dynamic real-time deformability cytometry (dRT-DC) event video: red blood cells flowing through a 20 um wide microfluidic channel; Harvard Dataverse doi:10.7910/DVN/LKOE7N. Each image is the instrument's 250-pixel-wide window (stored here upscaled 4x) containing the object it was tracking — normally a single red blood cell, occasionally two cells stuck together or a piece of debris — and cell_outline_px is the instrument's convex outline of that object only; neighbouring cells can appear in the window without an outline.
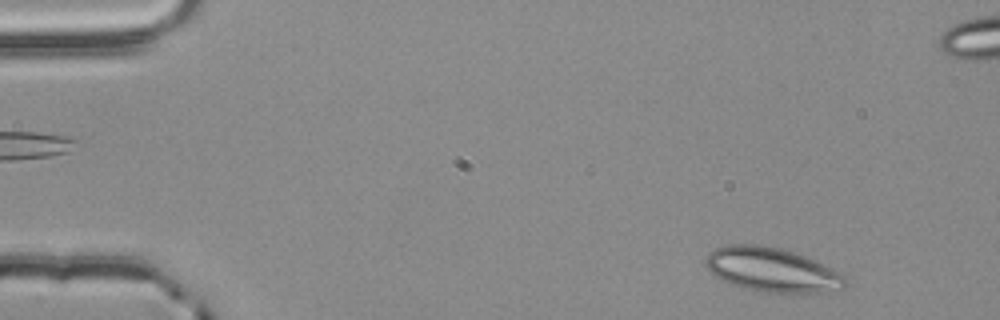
{"species": "common noctule bat (a hibernating species)", "species_latin": "Nyctalus noctula", "temperature_condition": "room temperature", "stored_images_in_passage": 52, "camera_frame_rate_fps": 3000, "um_per_image_px": 0.085, "animal": {"sex": "male", "body_mass_g": 20.4}, "frame": {"image": 1, "passage_image": 2, "time_ms": 0.333, "image_size_px": [1000, 320], "cell_outline_px": [[844, 288], [820, 292], [788, 296], [764, 292], [732, 284], [720, 280], [708, 268], [708, 252], [716, 248], [728, 244], [764, 244], [780, 248], [804, 256], [844, 276]], "centroid_in_image_um": [65.59, 22.96], "position_along_channel_um": 19.4, "area_um2": 35.78}}
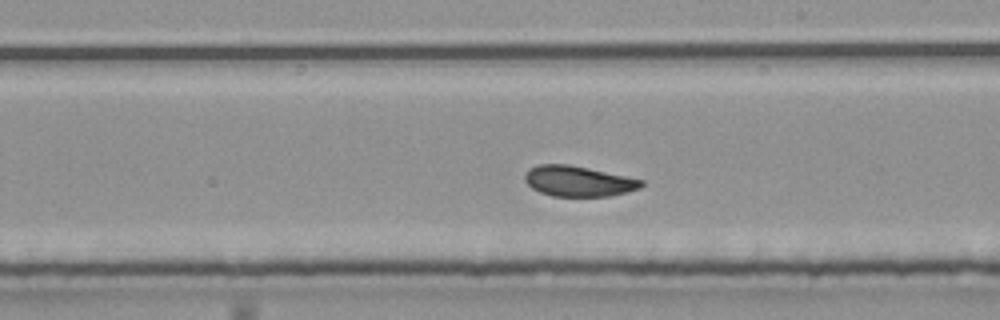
{"frame": {"image": 2, "passage_image": 28, "time_ms": 9.0, "image_size_px": [1000, 320], "cell_outline_px": [[644, 184], [640, 188], [608, 196], [552, 196], [540, 192], [532, 188], [524, 180], [524, 176], [528, 168], [536, 164], [568, 164], [588, 168], [644, 180]], "centroid_in_image_um": [49.11, 15.39], "position_along_channel_um": 239.9, "area_um2": 20.63}}
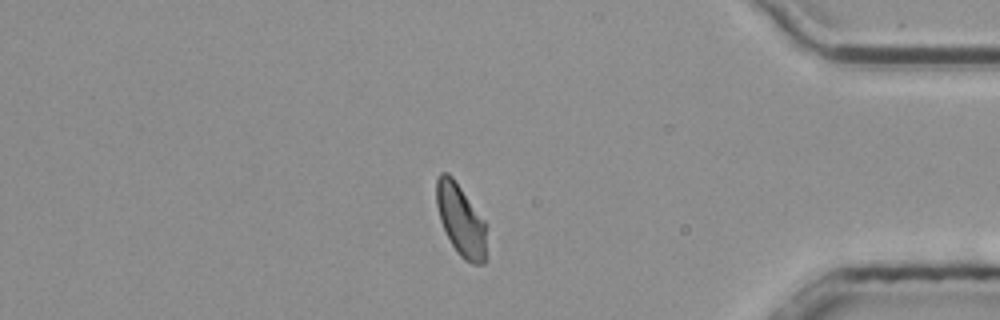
{"frame": {"image": 3, "passage_image": 43, "time_ms": 14.0, "image_size_px": [1000, 320], "cell_outline_px": [[488, 224], [484, 264], [472, 264], [464, 260], [456, 252], [440, 220], [436, 204], [436, 180], [440, 172], [448, 172], [452, 176]], "centroid_in_image_um": [39.19, 18.71], "position_along_channel_um": 396.0, "area_um2": 21.21}, "authors_computed_cell_mechanics": {"area_um2": 21.2704, "velocity_mm_per_s": 3.775, "shape_relaxation_time_tau1_ms": null, "shape_relaxation_time_tau2_ms": 1.1841, "deformation_change_tau1": null, "deformation_change_tau2": 0.0691}}